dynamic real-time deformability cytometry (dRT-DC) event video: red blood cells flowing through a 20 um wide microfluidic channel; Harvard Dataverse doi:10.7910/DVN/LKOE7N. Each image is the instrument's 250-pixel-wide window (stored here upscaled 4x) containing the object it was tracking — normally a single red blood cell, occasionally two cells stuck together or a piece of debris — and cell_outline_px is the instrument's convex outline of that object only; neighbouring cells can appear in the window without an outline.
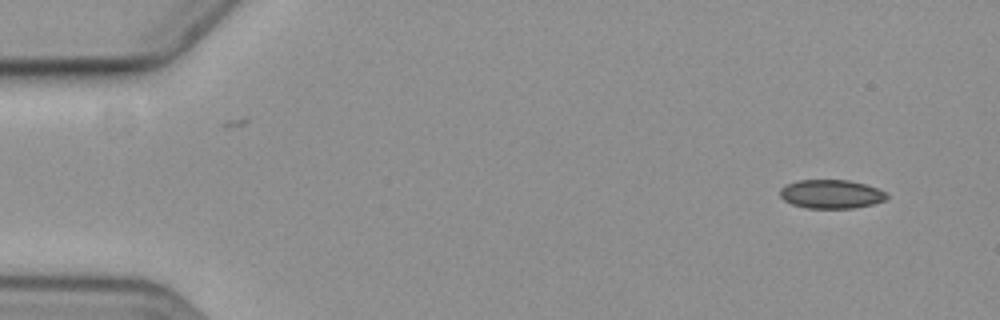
{"species": "common noctule bat (a hibernating species)", "species_latin": "Nyctalus noctula", "temperature_condition": "cold", "stored_images_in_passage": 2, "camera_frame_rate_fps": 3000, "um_per_image_px": 0.085, "animal": {"sex": "female", "body_mass_g": 19.3, "forearm_length_mm": 54.1}, "frame": {"image": 1, "passage_image": 2, "time_ms": 2.0, "image_size_px": [1000, 320], "cell_outline_px": [[888, 196], [884, 200], [872, 204], [852, 208], [808, 208], [792, 204], [784, 200], [780, 196], [780, 188], [796, 180], [848, 180], [864, 184], [876, 188], [884, 192]], "centroid_in_image_um": [70.61, 16.49], "position_along_channel_um": 14.4, "area_um2": 17.69}}